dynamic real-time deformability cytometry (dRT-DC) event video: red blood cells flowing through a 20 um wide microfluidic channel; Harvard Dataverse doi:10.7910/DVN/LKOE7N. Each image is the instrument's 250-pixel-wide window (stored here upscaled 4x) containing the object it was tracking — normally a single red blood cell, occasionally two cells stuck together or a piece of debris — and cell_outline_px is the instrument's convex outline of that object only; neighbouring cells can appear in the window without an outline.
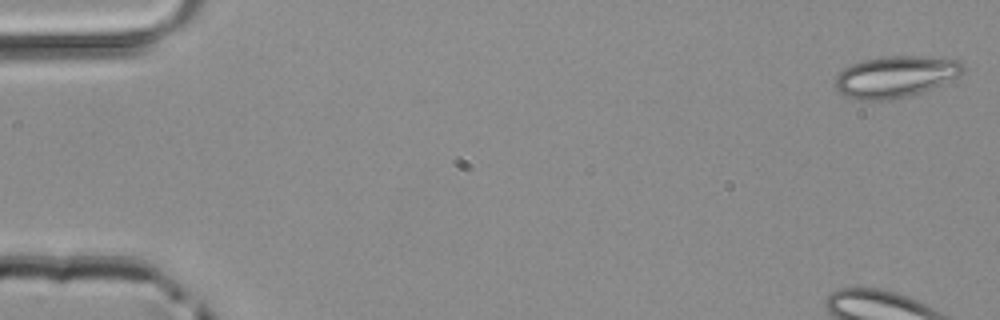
{"species": "common noctule bat (a hibernating species)", "species_latin": "Nyctalus noctula", "temperature_condition": "room temperature", "stored_images_in_passage": 16, "camera_frame_rate_fps": 3000, "um_per_image_px": 0.085, "animal": {"sex": "male", "body_mass_g": 20.4}, "frame": {"image": 1, "passage_image": 1, "time_ms": 0.0, "image_size_px": [1000, 320], "cell_outline_px": [[964, 72], [960, 76], [920, 92], [908, 96], [892, 100], [856, 100], [840, 92], [832, 84], [836, 76], [844, 68], [852, 64], [864, 60], [880, 56], [920, 56], [960, 60], [964, 68]], "centroid_in_image_um": [76.09, 6.51], "position_along_channel_um": 8.9, "area_um2": 30.92}}